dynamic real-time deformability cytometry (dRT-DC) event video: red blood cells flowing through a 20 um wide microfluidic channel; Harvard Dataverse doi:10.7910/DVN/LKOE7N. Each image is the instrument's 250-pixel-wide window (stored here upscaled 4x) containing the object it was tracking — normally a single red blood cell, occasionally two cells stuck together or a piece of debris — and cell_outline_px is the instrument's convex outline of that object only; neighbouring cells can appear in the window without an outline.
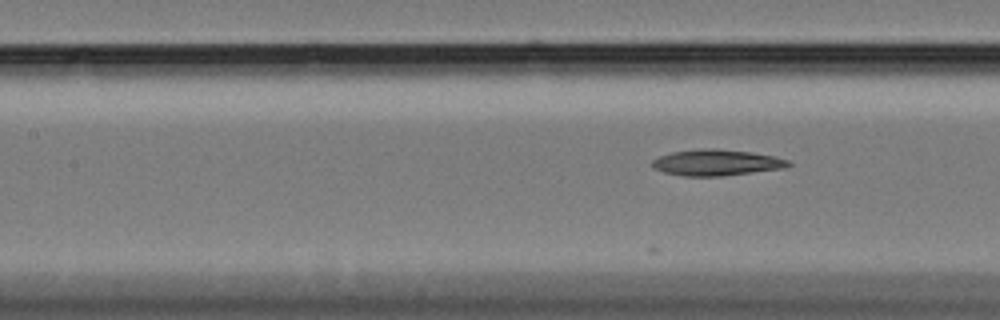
{"species": "Egyptian fruit bat (a non-hibernating species)", "species_latin": "Rousettus aegyptiacus", "temperature_condition": "cold", "stored_images_in_passage": 13, "camera_frame_rate_fps": 3000, "um_per_image_px": 0.085, "animal": {"sex": "female"}, "frame": {"image": 1, "passage_image": 5, "time_ms": 1.333, "image_size_px": [1000, 320], "cell_outline_px": [[792, 164], [784, 168], [720, 176], [684, 176], [664, 172], [652, 168], [652, 160], [660, 156], [672, 152], [700, 148], [716, 148], [752, 152], [776, 156], [788, 160]], "centroid_in_image_um": [60.9, 13.81], "position_along_channel_um": 146.5, "area_um2": 20.75}}
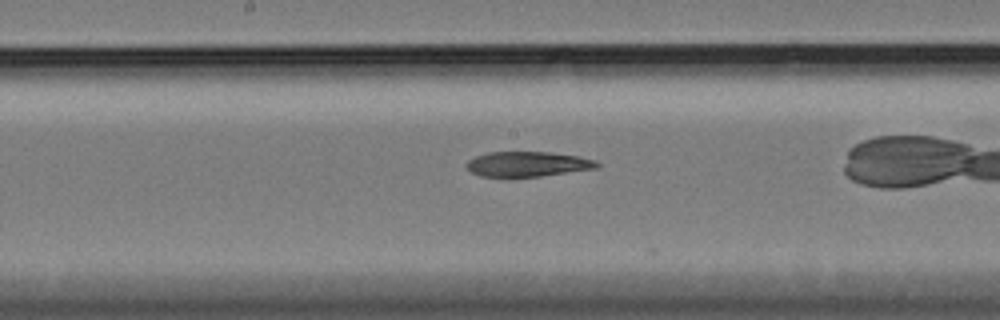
{"frame": {"image": 2, "passage_image": 10, "time_ms": 3.0, "image_size_px": [1000, 320], "cell_outline_px": [[600, 164], [596, 168], [540, 176], [480, 176], [472, 172], [464, 164], [468, 160], [476, 156], [488, 152], [552, 152], [580, 156], [596, 160]], "centroid_in_image_um": [44.86, 13.93], "position_along_channel_um": 203.3, "area_um2": 18.9}}